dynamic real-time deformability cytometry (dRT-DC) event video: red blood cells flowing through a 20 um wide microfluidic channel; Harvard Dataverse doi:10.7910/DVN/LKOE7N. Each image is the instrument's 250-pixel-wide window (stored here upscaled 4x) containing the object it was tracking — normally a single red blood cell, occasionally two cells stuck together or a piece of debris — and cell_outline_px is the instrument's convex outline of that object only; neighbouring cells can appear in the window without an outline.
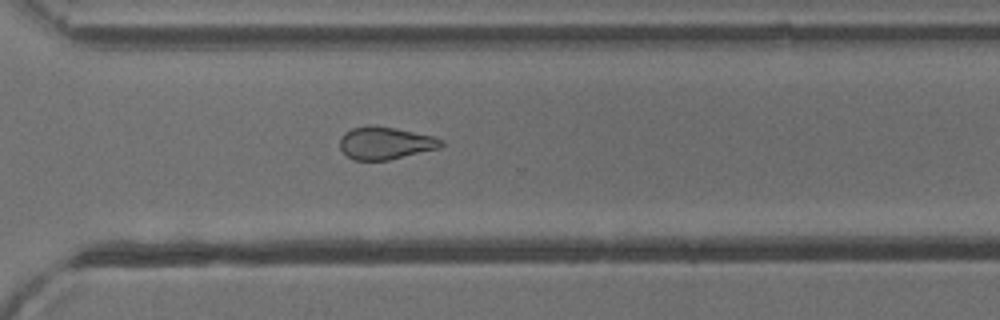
{"species": "common noctule bat (a hibernating species)", "species_latin": "Nyctalus noctula", "temperature_condition": "cold", "stored_images_in_passage": 31, "camera_frame_rate_fps": 3000, "um_per_image_px": 0.085, "animal": {"sex": "male", "body_mass_g": 13.3}, "frame": {"image": 1, "passage_image": 26, "time_ms": 8.333, "image_size_px": [1000, 320], "cell_outline_px": [[444, 144], [440, 148], [388, 160], [352, 160], [340, 148], [340, 136], [344, 132], [352, 128], [396, 128], [436, 136], [444, 140]], "centroid_in_image_um": [32.81, 12.19], "position_along_channel_um": 337.8, "area_um2": 18.84}}